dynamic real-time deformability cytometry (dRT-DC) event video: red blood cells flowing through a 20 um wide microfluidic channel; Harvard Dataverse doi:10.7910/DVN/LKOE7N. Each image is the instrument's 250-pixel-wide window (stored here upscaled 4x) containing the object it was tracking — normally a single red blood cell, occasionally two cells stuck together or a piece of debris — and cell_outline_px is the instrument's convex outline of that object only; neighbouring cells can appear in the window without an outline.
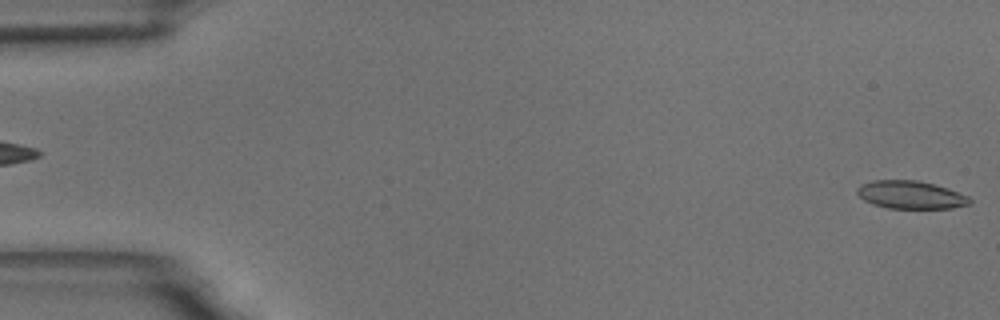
{"species": "common noctule bat (a hibernating species)", "species_latin": "Nyctalus noctula", "temperature_condition": "room temperature", "stored_images_in_passage": 6, "camera_frame_rate_fps": 3000, "um_per_image_px": 0.085, "animal": {"sex": "male", "body_mass_g": 18.8}, "frame": {"image": 1, "passage_image": 6, "time_ms": 6.0, "image_size_px": [1000, 320], "cell_outline_px": [[972, 204], [952, 208], [888, 208], [872, 204], [864, 200], [856, 192], [856, 188], [860, 184], [872, 180], [916, 180], [948, 188], [968, 196], [972, 200]], "centroid_in_image_um": [77.4, 16.56], "position_along_channel_um": 7.6, "area_um2": 18.38}}